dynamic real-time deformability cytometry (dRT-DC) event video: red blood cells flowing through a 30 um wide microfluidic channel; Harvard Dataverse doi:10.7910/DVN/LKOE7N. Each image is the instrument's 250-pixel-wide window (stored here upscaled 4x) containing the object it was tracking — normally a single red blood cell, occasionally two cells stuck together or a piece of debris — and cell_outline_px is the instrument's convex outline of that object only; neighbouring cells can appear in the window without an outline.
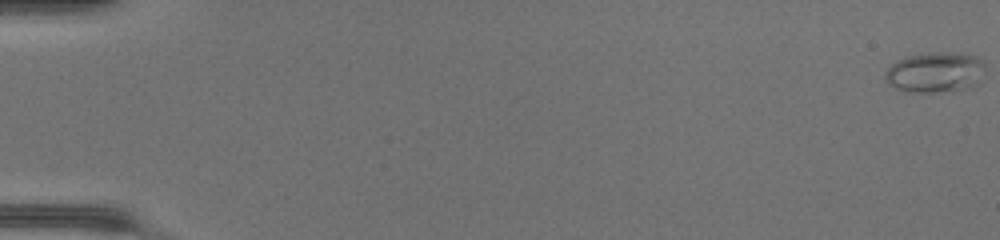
{"species": "common noctule bat (a hibernating species)", "species_latin": "Nyctalus noctula", "temperature_condition": "warm", "stored_images_in_passage": 9, "camera_frame_rate_fps": 3000, "um_per_image_px": 0.085, "animal": {"sex": "female", "body_mass_g": 17.0, "forearm_length_mm": 48.0}, "frame": {"image": 1, "passage_image": 1, "time_ms": 0.0, "image_size_px": [1000, 240], "cell_outline_px": [[984, 64], [976, 84], [968, 88], [936, 92], [904, 92], [888, 84], [884, 76], [888, 68], [896, 60], [908, 56], [936, 52], [940, 52], [976, 56]], "centroid_in_image_um": [79.41, 6.16], "position_along_channel_um": 5.6, "area_um2": 23.06}}